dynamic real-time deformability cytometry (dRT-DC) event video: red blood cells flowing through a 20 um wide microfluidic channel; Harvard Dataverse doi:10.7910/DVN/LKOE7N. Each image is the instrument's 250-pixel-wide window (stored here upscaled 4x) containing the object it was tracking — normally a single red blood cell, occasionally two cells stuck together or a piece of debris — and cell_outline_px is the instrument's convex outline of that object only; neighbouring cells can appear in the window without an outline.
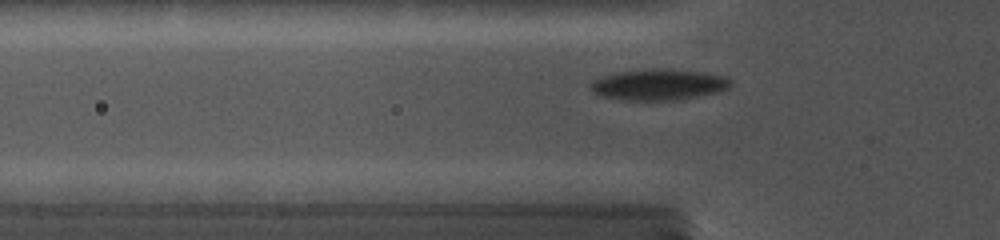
{"species": "common noctule bat (a hibernating species)", "species_latin": "Nyctalus noctula", "temperature_condition": "cold", "stored_images_in_passage": 26, "camera_frame_rate_fps": 5000, "um_per_image_px": 0.085, "animal": {"sex": "female", "body_mass_g": 19.0, "forearm_length_mm": 56.7}, "frame": {"image": 1, "passage_image": 2, "time_ms": 0.4, "image_size_px": [1000, 240], "cell_outline_px": [[732, 80], [728, 88], [716, 92], [672, 100], [624, 100], [604, 96], [596, 92], [592, 88], [592, 80], [600, 76], [616, 72], [656, 68], [660, 68], [704, 72], [728, 76]], "centroid_in_image_um": [56.01, 7.17], "position_along_channel_um": 69.8, "area_um2": 25.03}}
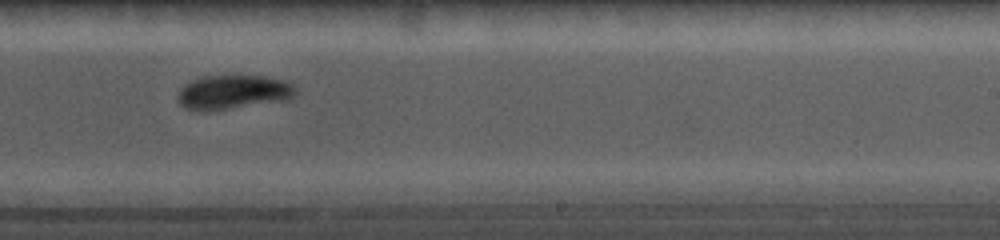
{"frame": {"image": 2, "passage_image": 16, "time_ms": 5.6, "image_size_px": [1000, 240], "cell_outline_px": [[296, 92], [292, 96], [280, 100], [208, 112], [196, 112], [184, 108], [180, 104], [180, 92], [184, 84], [192, 80], [204, 76], [260, 76], [284, 80], [292, 84], [296, 88]], "centroid_in_image_um": [19.76, 7.84], "position_along_channel_um": 269.2, "area_um2": 23.12}}
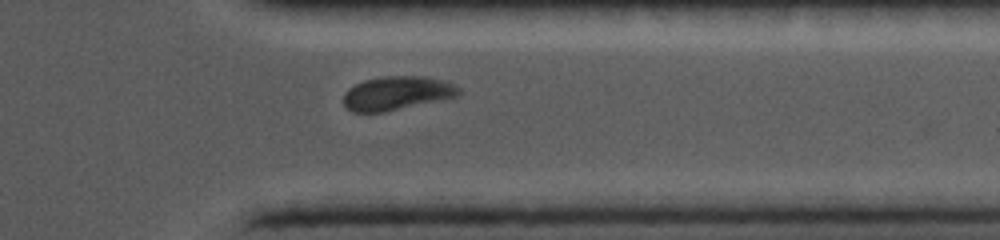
{"frame": {"image": 3, "passage_image": 23, "time_ms": 8.4, "image_size_px": [1000, 240], "cell_outline_px": [[460, 92], [456, 96], [384, 112], [352, 112], [344, 104], [344, 92], [348, 88], [364, 80], [384, 76], [424, 76], [444, 80], [460, 88]], "centroid_in_image_um": [33.7, 7.91], "position_along_channel_um": 377.7, "area_um2": 22.43}}